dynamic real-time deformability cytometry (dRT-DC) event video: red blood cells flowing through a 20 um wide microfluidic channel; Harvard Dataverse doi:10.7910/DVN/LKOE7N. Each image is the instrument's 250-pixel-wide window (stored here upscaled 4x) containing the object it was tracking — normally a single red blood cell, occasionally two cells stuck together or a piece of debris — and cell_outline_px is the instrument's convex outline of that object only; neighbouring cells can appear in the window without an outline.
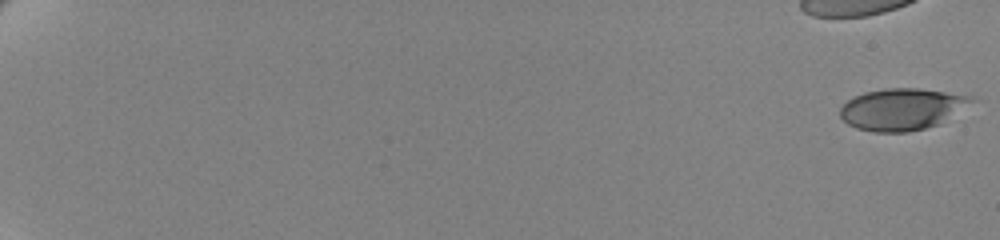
{"species": "human", "species_latin": "Homo sapiens", "temperature_condition": "cold", "stored_images_in_passage": 24, "camera_frame_rate_fps": 3000, "um_per_image_px": 0.085, "donor": {"sex": "female"}, "frame": {"image": 1, "passage_image": 1, "time_ms": 0.0, "image_size_px": [1000, 240], "cell_outline_px": [[976, 100], [940, 124], [908, 132], [872, 132], [856, 128], [848, 124], [840, 116], [840, 108], [848, 100], [864, 92], [884, 88], [920, 88], [972, 96]], "centroid_in_image_um": [76.67, 9.28], "position_along_channel_um": 8.3, "area_um2": 31.91}}